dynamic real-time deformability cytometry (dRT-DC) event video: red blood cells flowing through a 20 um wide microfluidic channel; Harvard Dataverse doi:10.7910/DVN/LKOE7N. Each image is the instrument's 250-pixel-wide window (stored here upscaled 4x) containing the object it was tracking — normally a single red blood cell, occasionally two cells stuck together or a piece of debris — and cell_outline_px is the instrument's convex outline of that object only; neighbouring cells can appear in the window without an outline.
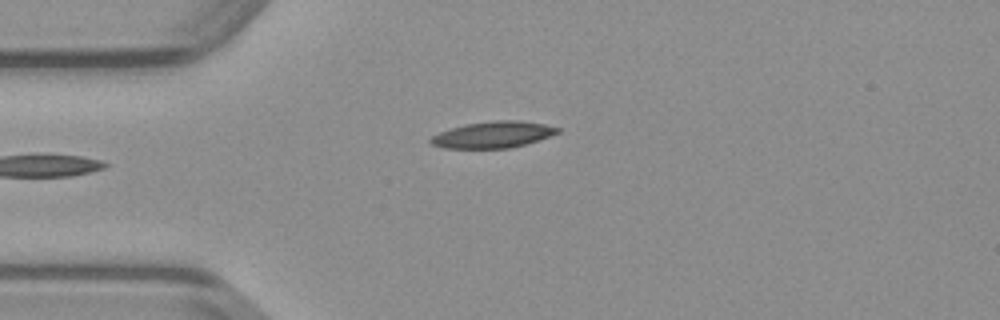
{"species": "common noctule bat (a hibernating species)", "species_latin": "Nyctalus noctula", "temperature_condition": "warm", "stored_images_in_passage": 32, "camera_frame_rate_fps": 3000, "um_per_image_px": 0.085, "animal": {"sex": "male", "body_mass_g": 23.1, "forearm_length_mm": 52.7}, "frame": {"image": 1, "passage_image": 1, "time_ms": 0.0, "image_size_px": [1000, 320], "cell_outline_px": [[560, 132], [524, 144], [508, 148], [444, 148], [432, 144], [428, 140], [432, 136], [440, 132], [464, 124], [492, 120], [516, 120], [544, 124], [560, 128]], "centroid_in_image_um": [41.87, 11.44], "position_along_channel_um": 43.1, "area_um2": 19.31}}
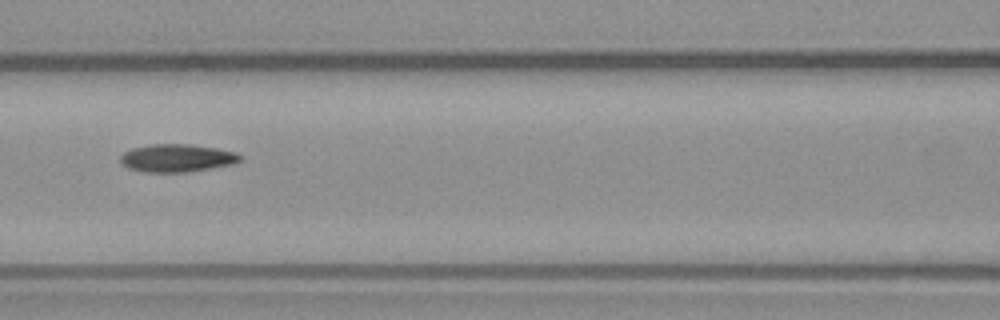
{"frame": {"image": 2, "passage_image": 10, "time_ms": 3.0, "image_size_px": [1000, 320], "cell_outline_px": [[244, 160], [236, 164], [188, 172], [144, 172], [128, 168], [120, 160], [120, 156], [124, 152], [132, 148], [148, 144], [192, 144], [216, 148], [236, 152], [244, 156]], "centroid_in_image_um": [15.11, 13.43], "position_along_channel_um": 151.5, "area_um2": 19.77}}
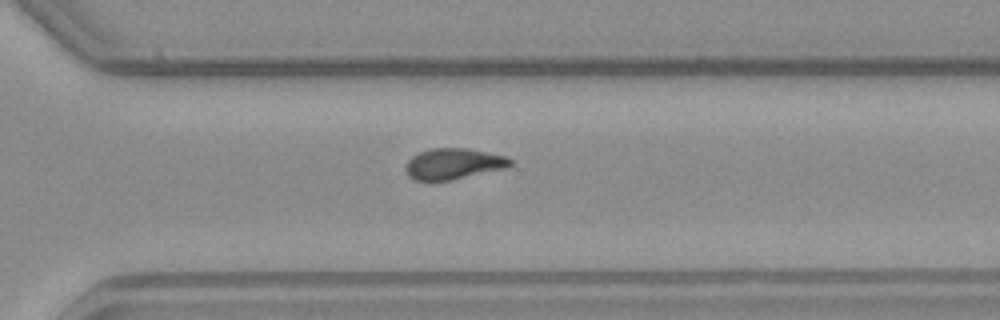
{"frame": {"image": 3, "passage_image": 23, "time_ms": 7.333, "image_size_px": [1000, 320], "cell_outline_px": [[512, 164], [508, 168], [452, 180], [416, 180], [408, 176], [404, 168], [408, 160], [412, 156], [420, 152], [432, 148], [468, 148], [504, 156], [512, 160]], "centroid_in_image_um": [38.55, 13.93], "position_along_channel_um": 332.1, "area_um2": 18.9}}